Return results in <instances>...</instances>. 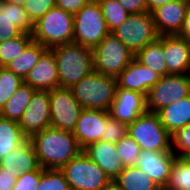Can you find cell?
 Returning <instances> with one entry per match:
<instances>
[{
  "label": "cell",
  "mask_w": 190,
  "mask_h": 190,
  "mask_svg": "<svg viewBox=\"0 0 190 190\" xmlns=\"http://www.w3.org/2000/svg\"><path fill=\"white\" fill-rule=\"evenodd\" d=\"M74 15L61 8L54 7L35 24L32 32L34 41L51 49L58 45L73 42Z\"/></svg>",
  "instance_id": "4"
},
{
  "label": "cell",
  "mask_w": 190,
  "mask_h": 190,
  "mask_svg": "<svg viewBox=\"0 0 190 190\" xmlns=\"http://www.w3.org/2000/svg\"><path fill=\"white\" fill-rule=\"evenodd\" d=\"M16 177L0 167V190H12L16 183Z\"/></svg>",
  "instance_id": "42"
},
{
  "label": "cell",
  "mask_w": 190,
  "mask_h": 190,
  "mask_svg": "<svg viewBox=\"0 0 190 190\" xmlns=\"http://www.w3.org/2000/svg\"><path fill=\"white\" fill-rule=\"evenodd\" d=\"M34 91L29 85L23 83L0 110V116L19 122Z\"/></svg>",
  "instance_id": "27"
},
{
  "label": "cell",
  "mask_w": 190,
  "mask_h": 190,
  "mask_svg": "<svg viewBox=\"0 0 190 190\" xmlns=\"http://www.w3.org/2000/svg\"><path fill=\"white\" fill-rule=\"evenodd\" d=\"M171 148L177 157L190 153V123L171 134Z\"/></svg>",
  "instance_id": "35"
},
{
  "label": "cell",
  "mask_w": 190,
  "mask_h": 190,
  "mask_svg": "<svg viewBox=\"0 0 190 190\" xmlns=\"http://www.w3.org/2000/svg\"><path fill=\"white\" fill-rule=\"evenodd\" d=\"M117 79L92 71L72 88L73 96L83 109L109 111L114 102Z\"/></svg>",
  "instance_id": "3"
},
{
  "label": "cell",
  "mask_w": 190,
  "mask_h": 190,
  "mask_svg": "<svg viewBox=\"0 0 190 190\" xmlns=\"http://www.w3.org/2000/svg\"><path fill=\"white\" fill-rule=\"evenodd\" d=\"M10 17L12 24L15 25L22 33L32 35L34 24L29 19L23 6L10 3Z\"/></svg>",
  "instance_id": "38"
},
{
  "label": "cell",
  "mask_w": 190,
  "mask_h": 190,
  "mask_svg": "<svg viewBox=\"0 0 190 190\" xmlns=\"http://www.w3.org/2000/svg\"><path fill=\"white\" fill-rule=\"evenodd\" d=\"M0 167L17 178L20 174L37 171L41 166L33 144L27 139L0 160Z\"/></svg>",
  "instance_id": "21"
},
{
  "label": "cell",
  "mask_w": 190,
  "mask_h": 190,
  "mask_svg": "<svg viewBox=\"0 0 190 190\" xmlns=\"http://www.w3.org/2000/svg\"><path fill=\"white\" fill-rule=\"evenodd\" d=\"M176 158L173 151L141 150L136 166L142 169L163 190L168 183L171 167Z\"/></svg>",
  "instance_id": "13"
},
{
  "label": "cell",
  "mask_w": 190,
  "mask_h": 190,
  "mask_svg": "<svg viewBox=\"0 0 190 190\" xmlns=\"http://www.w3.org/2000/svg\"><path fill=\"white\" fill-rule=\"evenodd\" d=\"M23 83L24 80L7 67H0V110Z\"/></svg>",
  "instance_id": "31"
},
{
  "label": "cell",
  "mask_w": 190,
  "mask_h": 190,
  "mask_svg": "<svg viewBox=\"0 0 190 190\" xmlns=\"http://www.w3.org/2000/svg\"><path fill=\"white\" fill-rule=\"evenodd\" d=\"M26 140L27 138L22 134L19 122L0 116V160Z\"/></svg>",
  "instance_id": "26"
},
{
  "label": "cell",
  "mask_w": 190,
  "mask_h": 190,
  "mask_svg": "<svg viewBox=\"0 0 190 190\" xmlns=\"http://www.w3.org/2000/svg\"><path fill=\"white\" fill-rule=\"evenodd\" d=\"M22 134L30 139L51 126L50 97L48 91L35 90L19 121Z\"/></svg>",
  "instance_id": "12"
},
{
  "label": "cell",
  "mask_w": 190,
  "mask_h": 190,
  "mask_svg": "<svg viewBox=\"0 0 190 190\" xmlns=\"http://www.w3.org/2000/svg\"><path fill=\"white\" fill-rule=\"evenodd\" d=\"M90 1L91 0H56V7L74 15Z\"/></svg>",
  "instance_id": "40"
},
{
  "label": "cell",
  "mask_w": 190,
  "mask_h": 190,
  "mask_svg": "<svg viewBox=\"0 0 190 190\" xmlns=\"http://www.w3.org/2000/svg\"><path fill=\"white\" fill-rule=\"evenodd\" d=\"M83 152L94 161L111 180H114L124 168L114 143L100 140L85 147Z\"/></svg>",
  "instance_id": "20"
},
{
  "label": "cell",
  "mask_w": 190,
  "mask_h": 190,
  "mask_svg": "<svg viewBox=\"0 0 190 190\" xmlns=\"http://www.w3.org/2000/svg\"><path fill=\"white\" fill-rule=\"evenodd\" d=\"M171 1H173V0H146L148 12L151 13L157 7L164 5V4L171 2Z\"/></svg>",
  "instance_id": "44"
},
{
  "label": "cell",
  "mask_w": 190,
  "mask_h": 190,
  "mask_svg": "<svg viewBox=\"0 0 190 190\" xmlns=\"http://www.w3.org/2000/svg\"><path fill=\"white\" fill-rule=\"evenodd\" d=\"M114 181L123 190H162L152 178L137 166L124 167Z\"/></svg>",
  "instance_id": "24"
},
{
  "label": "cell",
  "mask_w": 190,
  "mask_h": 190,
  "mask_svg": "<svg viewBox=\"0 0 190 190\" xmlns=\"http://www.w3.org/2000/svg\"><path fill=\"white\" fill-rule=\"evenodd\" d=\"M177 36L186 39L190 42V6L186 12L185 19L183 21V25L177 34Z\"/></svg>",
  "instance_id": "43"
},
{
  "label": "cell",
  "mask_w": 190,
  "mask_h": 190,
  "mask_svg": "<svg viewBox=\"0 0 190 190\" xmlns=\"http://www.w3.org/2000/svg\"><path fill=\"white\" fill-rule=\"evenodd\" d=\"M167 75L190 74V42L177 35H163Z\"/></svg>",
  "instance_id": "19"
},
{
  "label": "cell",
  "mask_w": 190,
  "mask_h": 190,
  "mask_svg": "<svg viewBox=\"0 0 190 190\" xmlns=\"http://www.w3.org/2000/svg\"><path fill=\"white\" fill-rule=\"evenodd\" d=\"M50 50L56 58L61 88L71 89L94 71L92 48L72 42L55 46Z\"/></svg>",
  "instance_id": "2"
},
{
  "label": "cell",
  "mask_w": 190,
  "mask_h": 190,
  "mask_svg": "<svg viewBox=\"0 0 190 190\" xmlns=\"http://www.w3.org/2000/svg\"><path fill=\"white\" fill-rule=\"evenodd\" d=\"M146 111V96L144 94L117 86L116 96L109 110V114L113 118L129 125Z\"/></svg>",
  "instance_id": "15"
},
{
  "label": "cell",
  "mask_w": 190,
  "mask_h": 190,
  "mask_svg": "<svg viewBox=\"0 0 190 190\" xmlns=\"http://www.w3.org/2000/svg\"><path fill=\"white\" fill-rule=\"evenodd\" d=\"M92 51L93 70L114 77L124 71L135 57L111 32Z\"/></svg>",
  "instance_id": "7"
},
{
  "label": "cell",
  "mask_w": 190,
  "mask_h": 190,
  "mask_svg": "<svg viewBox=\"0 0 190 190\" xmlns=\"http://www.w3.org/2000/svg\"><path fill=\"white\" fill-rule=\"evenodd\" d=\"M61 170L70 190H103L111 181L83 151L66 163Z\"/></svg>",
  "instance_id": "8"
},
{
  "label": "cell",
  "mask_w": 190,
  "mask_h": 190,
  "mask_svg": "<svg viewBox=\"0 0 190 190\" xmlns=\"http://www.w3.org/2000/svg\"><path fill=\"white\" fill-rule=\"evenodd\" d=\"M24 83L34 90L50 91L59 88V73L54 53L48 49L27 74Z\"/></svg>",
  "instance_id": "18"
},
{
  "label": "cell",
  "mask_w": 190,
  "mask_h": 190,
  "mask_svg": "<svg viewBox=\"0 0 190 190\" xmlns=\"http://www.w3.org/2000/svg\"><path fill=\"white\" fill-rule=\"evenodd\" d=\"M37 190H70V187L61 169L40 167V181Z\"/></svg>",
  "instance_id": "32"
},
{
  "label": "cell",
  "mask_w": 190,
  "mask_h": 190,
  "mask_svg": "<svg viewBox=\"0 0 190 190\" xmlns=\"http://www.w3.org/2000/svg\"><path fill=\"white\" fill-rule=\"evenodd\" d=\"M2 3H3V0H0V11H1Z\"/></svg>",
  "instance_id": "48"
},
{
  "label": "cell",
  "mask_w": 190,
  "mask_h": 190,
  "mask_svg": "<svg viewBox=\"0 0 190 190\" xmlns=\"http://www.w3.org/2000/svg\"><path fill=\"white\" fill-rule=\"evenodd\" d=\"M108 115L109 111L104 110L83 109L81 111L73 134L82 150L103 138Z\"/></svg>",
  "instance_id": "14"
},
{
  "label": "cell",
  "mask_w": 190,
  "mask_h": 190,
  "mask_svg": "<svg viewBox=\"0 0 190 190\" xmlns=\"http://www.w3.org/2000/svg\"><path fill=\"white\" fill-rule=\"evenodd\" d=\"M135 58L144 66L155 71L159 76L167 75L165 55L163 51V35L141 49Z\"/></svg>",
  "instance_id": "25"
},
{
  "label": "cell",
  "mask_w": 190,
  "mask_h": 190,
  "mask_svg": "<svg viewBox=\"0 0 190 190\" xmlns=\"http://www.w3.org/2000/svg\"><path fill=\"white\" fill-rule=\"evenodd\" d=\"M22 32L12 24L10 3L3 1L0 11V42L19 37Z\"/></svg>",
  "instance_id": "34"
},
{
  "label": "cell",
  "mask_w": 190,
  "mask_h": 190,
  "mask_svg": "<svg viewBox=\"0 0 190 190\" xmlns=\"http://www.w3.org/2000/svg\"><path fill=\"white\" fill-rule=\"evenodd\" d=\"M32 41V35L22 33L19 37L0 42V67H6L13 59L20 56Z\"/></svg>",
  "instance_id": "29"
},
{
  "label": "cell",
  "mask_w": 190,
  "mask_h": 190,
  "mask_svg": "<svg viewBox=\"0 0 190 190\" xmlns=\"http://www.w3.org/2000/svg\"><path fill=\"white\" fill-rule=\"evenodd\" d=\"M128 14L148 12L146 0H118Z\"/></svg>",
  "instance_id": "41"
},
{
  "label": "cell",
  "mask_w": 190,
  "mask_h": 190,
  "mask_svg": "<svg viewBox=\"0 0 190 190\" xmlns=\"http://www.w3.org/2000/svg\"><path fill=\"white\" fill-rule=\"evenodd\" d=\"M113 33L135 56L147 44L157 40L159 33L150 12L129 14Z\"/></svg>",
  "instance_id": "9"
},
{
  "label": "cell",
  "mask_w": 190,
  "mask_h": 190,
  "mask_svg": "<svg viewBox=\"0 0 190 190\" xmlns=\"http://www.w3.org/2000/svg\"><path fill=\"white\" fill-rule=\"evenodd\" d=\"M161 124L171 135L190 123V95L157 112Z\"/></svg>",
  "instance_id": "22"
},
{
  "label": "cell",
  "mask_w": 190,
  "mask_h": 190,
  "mask_svg": "<svg viewBox=\"0 0 190 190\" xmlns=\"http://www.w3.org/2000/svg\"><path fill=\"white\" fill-rule=\"evenodd\" d=\"M190 0H173L154 9V24L162 35H177L183 25Z\"/></svg>",
  "instance_id": "16"
},
{
  "label": "cell",
  "mask_w": 190,
  "mask_h": 190,
  "mask_svg": "<svg viewBox=\"0 0 190 190\" xmlns=\"http://www.w3.org/2000/svg\"><path fill=\"white\" fill-rule=\"evenodd\" d=\"M127 135L138 143L141 150L172 151L171 135L155 112L146 111L129 124Z\"/></svg>",
  "instance_id": "5"
},
{
  "label": "cell",
  "mask_w": 190,
  "mask_h": 190,
  "mask_svg": "<svg viewBox=\"0 0 190 190\" xmlns=\"http://www.w3.org/2000/svg\"><path fill=\"white\" fill-rule=\"evenodd\" d=\"M3 1L23 6L26 0H3Z\"/></svg>",
  "instance_id": "46"
},
{
  "label": "cell",
  "mask_w": 190,
  "mask_h": 190,
  "mask_svg": "<svg viewBox=\"0 0 190 190\" xmlns=\"http://www.w3.org/2000/svg\"><path fill=\"white\" fill-rule=\"evenodd\" d=\"M47 50L48 48L33 40L24 52L13 59L6 67L24 80Z\"/></svg>",
  "instance_id": "23"
},
{
  "label": "cell",
  "mask_w": 190,
  "mask_h": 190,
  "mask_svg": "<svg viewBox=\"0 0 190 190\" xmlns=\"http://www.w3.org/2000/svg\"><path fill=\"white\" fill-rule=\"evenodd\" d=\"M39 181L40 168L37 171L20 174L12 190H37Z\"/></svg>",
  "instance_id": "39"
},
{
  "label": "cell",
  "mask_w": 190,
  "mask_h": 190,
  "mask_svg": "<svg viewBox=\"0 0 190 190\" xmlns=\"http://www.w3.org/2000/svg\"><path fill=\"white\" fill-rule=\"evenodd\" d=\"M163 190H190V162L184 157L175 159Z\"/></svg>",
  "instance_id": "28"
},
{
  "label": "cell",
  "mask_w": 190,
  "mask_h": 190,
  "mask_svg": "<svg viewBox=\"0 0 190 190\" xmlns=\"http://www.w3.org/2000/svg\"><path fill=\"white\" fill-rule=\"evenodd\" d=\"M97 2L100 4L102 15L110 32L127 20L129 14L118 0H97Z\"/></svg>",
  "instance_id": "30"
},
{
  "label": "cell",
  "mask_w": 190,
  "mask_h": 190,
  "mask_svg": "<svg viewBox=\"0 0 190 190\" xmlns=\"http://www.w3.org/2000/svg\"><path fill=\"white\" fill-rule=\"evenodd\" d=\"M184 158H185L187 161L190 162V153H188Z\"/></svg>",
  "instance_id": "47"
},
{
  "label": "cell",
  "mask_w": 190,
  "mask_h": 190,
  "mask_svg": "<svg viewBox=\"0 0 190 190\" xmlns=\"http://www.w3.org/2000/svg\"><path fill=\"white\" fill-rule=\"evenodd\" d=\"M109 33L110 31L97 0H91L74 14L73 42L93 49Z\"/></svg>",
  "instance_id": "6"
},
{
  "label": "cell",
  "mask_w": 190,
  "mask_h": 190,
  "mask_svg": "<svg viewBox=\"0 0 190 190\" xmlns=\"http://www.w3.org/2000/svg\"><path fill=\"white\" fill-rule=\"evenodd\" d=\"M190 95V74H168L146 95L147 111L157 113L164 107Z\"/></svg>",
  "instance_id": "10"
},
{
  "label": "cell",
  "mask_w": 190,
  "mask_h": 190,
  "mask_svg": "<svg viewBox=\"0 0 190 190\" xmlns=\"http://www.w3.org/2000/svg\"><path fill=\"white\" fill-rule=\"evenodd\" d=\"M103 190H123L114 180H111Z\"/></svg>",
  "instance_id": "45"
},
{
  "label": "cell",
  "mask_w": 190,
  "mask_h": 190,
  "mask_svg": "<svg viewBox=\"0 0 190 190\" xmlns=\"http://www.w3.org/2000/svg\"><path fill=\"white\" fill-rule=\"evenodd\" d=\"M49 92L51 126L73 132L83 107L69 88H55Z\"/></svg>",
  "instance_id": "11"
},
{
  "label": "cell",
  "mask_w": 190,
  "mask_h": 190,
  "mask_svg": "<svg viewBox=\"0 0 190 190\" xmlns=\"http://www.w3.org/2000/svg\"><path fill=\"white\" fill-rule=\"evenodd\" d=\"M23 7L31 22L35 24L50 9L56 7V0H26Z\"/></svg>",
  "instance_id": "36"
},
{
  "label": "cell",
  "mask_w": 190,
  "mask_h": 190,
  "mask_svg": "<svg viewBox=\"0 0 190 190\" xmlns=\"http://www.w3.org/2000/svg\"><path fill=\"white\" fill-rule=\"evenodd\" d=\"M128 125L116 120L110 114L107 116L102 141L116 144L122 137L127 135Z\"/></svg>",
  "instance_id": "37"
},
{
  "label": "cell",
  "mask_w": 190,
  "mask_h": 190,
  "mask_svg": "<svg viewBox=\"0 0 190 190\" xmlns=\"http://www.w3.org/2000/svg\"><path fill=\"white\" fill-rule=\"evenodd\" d=\"M29 140L43 169H61L83 151L73 132L52 126L33 135Z\"/></svg>",
  "instance_id": "1"
},
{
  "label": "cell",
  "mask_w": 190,
  "mask_h": 190,
  "mask_svg": "<svg viewBox=\"0 0 190 190\" xmlns=\"http://www.w3.org/2000/svg\"><path fill=\"white\" fill-rule=\"evenodd\" d=\"M116 150L124 167L136 166L141 148L129 135L122 137L116 144Z\"/></svg>",
  "instance_id": "33"
},
{
  "label": "cell",
  "mask_w": 190,
  "mask_h": 190,
  "mask_svg": "<svg viewBox=\"0 0 190 190\" xmlns=\"http://www.w3.org/2000/svg\"><path fill=\"white\" fill-rule=\"evenodd\" d=\"M155 71L141 64L135 57L117 77V86L125 90L136 91L145 96L160 80Z\"/></svg>",
  "instance_id": "17"
}]
</instances>
